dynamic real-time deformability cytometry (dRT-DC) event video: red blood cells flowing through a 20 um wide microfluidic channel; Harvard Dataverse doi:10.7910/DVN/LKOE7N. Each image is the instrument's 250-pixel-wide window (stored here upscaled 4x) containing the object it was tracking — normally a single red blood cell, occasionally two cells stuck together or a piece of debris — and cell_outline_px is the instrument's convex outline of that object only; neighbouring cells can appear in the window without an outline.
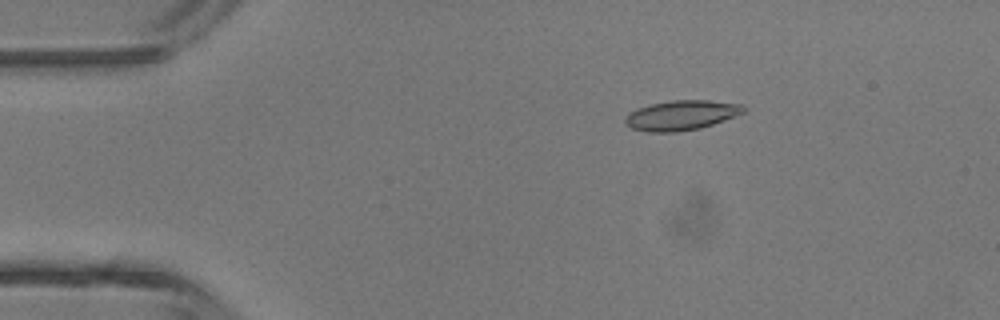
{"species": "common noctule bat (a hibernating species)", "species_latin": "Nyctalus noctula", "temperature_condition": "room temperature", "stored_images_in_passage": 4, "camera_frame_rate_fps": 3000, "um_per_image_px": 0.085, "animal": {"sex": "male", "body_mass_g": 13.3}, "frame": {"image": 1, "passage_image": 3, "time_ms": 2.333, "image_size_px": [1000, 320], "cell_outline_px": [[744, 112], [724, 120], [700, 128], [676, 132], [648, 132], [632, 128], [624, 124], [624, 120], [628, 112], [648, 104], [672, 100], [708, 100], [744, 104]], "centroid_in_image_um": [57.87, 9.79], "position_along_channel_um": 27.1, "area_um2": 20.63}}
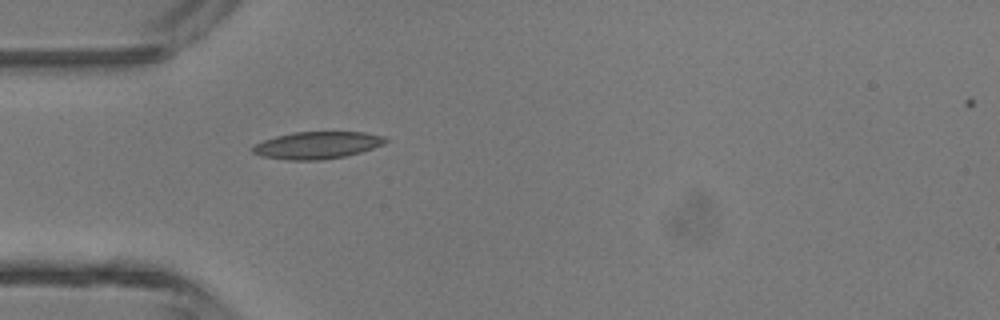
{"frame": {"image": 2, "passage_image": 4, "time_ms": 4.333, "image_size_px": [1000, 320], "cell_outline_px": [[388, 140], [384, 144], [360, 152], [344, 156], [324, 160], [288, 160], [260, 156], [252, 152], [252, 148], [256, 144], [264, 140], [276, 136], [292, 132], [364, 132], [384, 136]], "centroid_in_image_um": [26.95, 12.34], "position_along_channel_um": 58.0, "area_um2": 20.98}}